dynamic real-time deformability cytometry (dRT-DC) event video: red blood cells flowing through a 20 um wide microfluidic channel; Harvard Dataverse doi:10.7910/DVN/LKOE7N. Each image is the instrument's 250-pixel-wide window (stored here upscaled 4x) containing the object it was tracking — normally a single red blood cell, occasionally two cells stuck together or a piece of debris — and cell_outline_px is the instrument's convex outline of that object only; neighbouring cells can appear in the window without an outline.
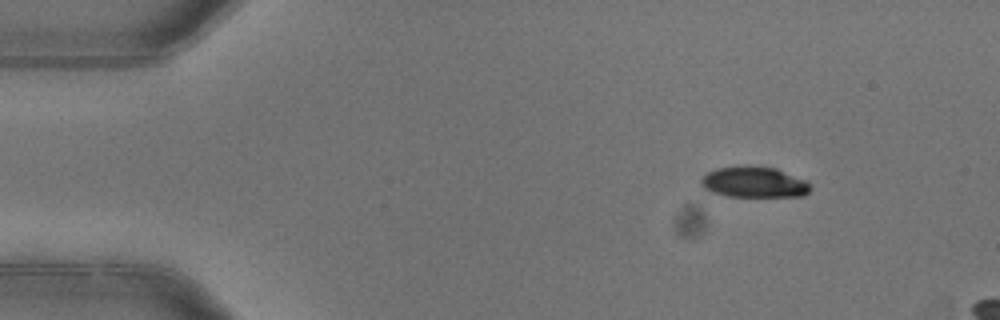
{"species": "common noctule bat (a hibernating species)", "species_latin": "Nyctalus noctula", "temperature_condition": "warm", "stored_images_in_passage": 4, "camera_frame_rate_fps": 3000, "um_per_image_px": 0.085, "animal": {"sex": "female"}, "frame": {"image": 1, "passage_image": 2, "time_ms": 0.333, "image_size_px": [1000, 320], "cell_outline_px": [[808, 192], [804, 196], [724, 196], [708, 192], [700, 184], [700, 176], [716, 168], [736, 164], [748, 164], [776, 168], [808, 180]], "centroid_in_image_um": [64.02, 15.45], "position_along_channel_um": 21.0, "area_um2": 20.29}}